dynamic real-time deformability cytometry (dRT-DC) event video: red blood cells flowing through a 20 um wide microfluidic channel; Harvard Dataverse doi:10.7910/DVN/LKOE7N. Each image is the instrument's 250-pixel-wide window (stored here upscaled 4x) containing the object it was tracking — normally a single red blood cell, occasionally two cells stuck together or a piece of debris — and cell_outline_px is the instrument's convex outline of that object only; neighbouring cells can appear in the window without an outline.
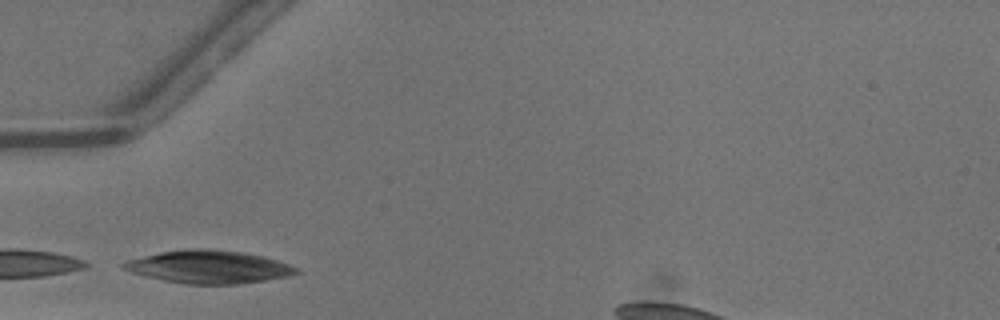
{"species": "common noctule bat (a hibernating species)", "species_latin": "Nyctalus noctula", "temperature_condition": "warm", "stored_images_in_passage": 22, "camera_frame_rate_fps": 3000, "um_per_image_px": 0.085, "animal": {"sex": "male", "body_mass_g": 13.3}, "frame": {"image": 1, "passage_image": 1, "time_ms": 0.0, "image_size_px": [1000, 320], "cell_outline_px": [[300, 272], [292, 276], [240, 284], [184, 284], [164, 280], [132, 272], [120, 268], [120, 264], [128, 260], [160, 252], [188, 248], [204, 248], [240, 252], [264, 256], [300, 268]], "centroid_in_image_um": [17.78, 22.69], "position_along_channel_um": 67.2, "area_um2": 33.12}}
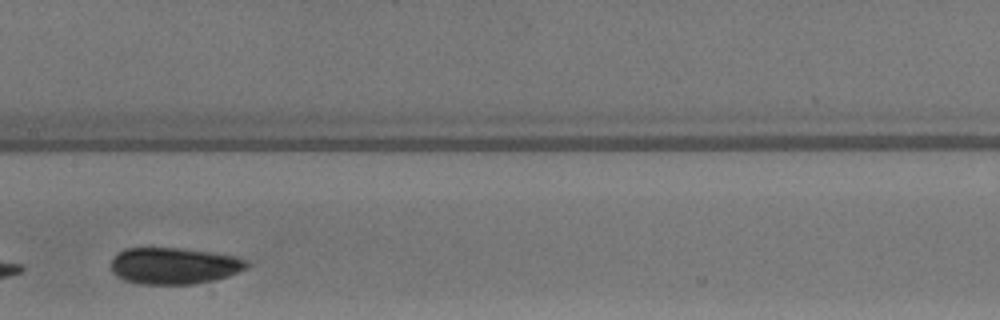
{"frame": {"image": 2, "passage_image": 10, "time_ms": 3.0, "image_size_px": [1000, 320], "cell_outline_px": [[252, 264], [248, 268], [228, 276], [212, 280], [192, 284], [140, 284], [124, 280], [116, 276], [108, 268], [112, 260], [124, 248], [180, 248], [212, 252], [236, 256], [248, 260]], "centroid_in_image_um": [14.81, 22.59], "position_along_channel_um": 192.6, "area_um2": 29.19}}
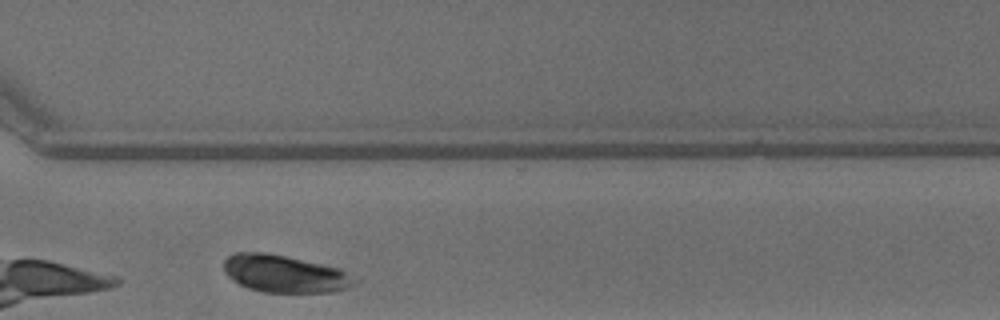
{"frame": {"image": 3, "passage_image": 21, "time_ms": 6.667, "image_size_px": [1000, 320], "cell_outline_px": [[360, 280], [356, 284], [348, 288], [336, 292], [260, 292], [248, 288], [240, 284], [228, 276], [224, 272], [224, 260], [228, 256], [236, 252], [264, 252], [284, 256], [340, 268], [360, 276]], "centroid_in_image_um": [24.29, 23.28], "position_along_channel_um": 346.3, "area_um2": 28.9}}